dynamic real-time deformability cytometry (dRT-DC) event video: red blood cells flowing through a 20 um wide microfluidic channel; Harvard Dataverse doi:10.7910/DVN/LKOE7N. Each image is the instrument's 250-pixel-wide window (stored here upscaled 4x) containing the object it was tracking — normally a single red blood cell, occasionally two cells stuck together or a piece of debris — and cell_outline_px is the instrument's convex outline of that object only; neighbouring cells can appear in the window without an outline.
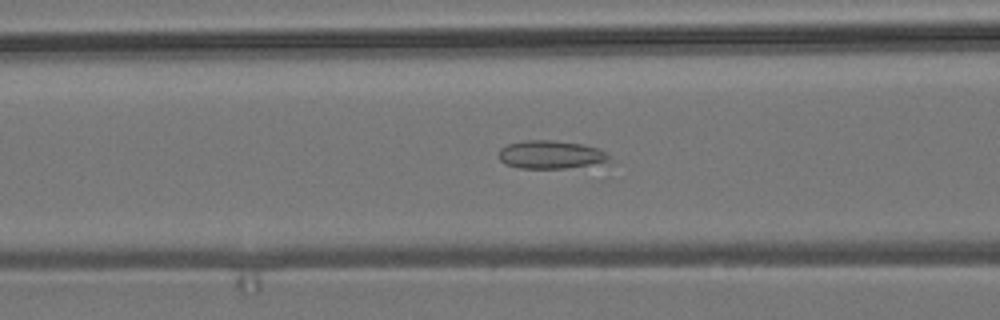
{"species": "common noctule bat (a hibernating species)", "species_latin": "Nyctalus noctula", "temperature_condition": "room temperature", "stored_images_in_passage": 47, "camera_frame_rate_fps": 3000, "um_per_image_px": 0.085, "animal": {"sex": "male", "body_mass_g": 19.2, "forearm_length_mm": 51.8}, "frame": {"image": 1, "passage_image": 22, "time_ms": 7.0, "image_size_px": [1000, 320], "cell_outline_px": [[608, 164], [564, 168], [520, 168], [504, 164], [500, 160], [500, 148], [508, 144], [524, 140], [552, 140], [580, 144], [600, 148], [608, 156]], "centroid_in_image_um": [46.85, 13.15], "position_along_channel_um": 119.8, "area_um2": 18.26}}
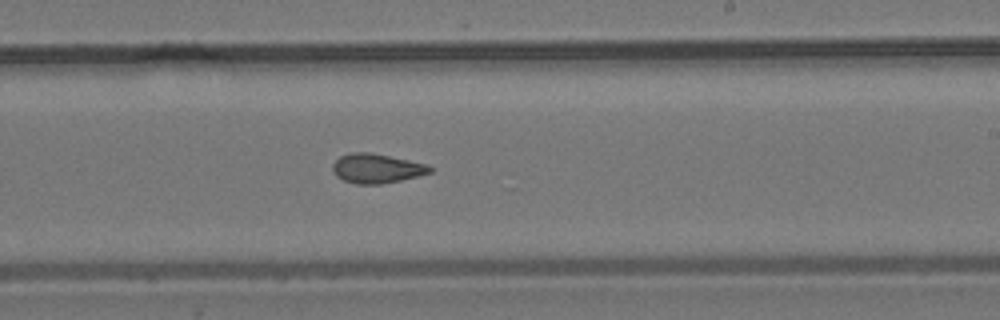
{"frame": {"image": 2, "passage_image": 33, "time_ms": 10.667, "image_size_px": [1000, 320], "cell_outline_px": [[432, 172], [400, 180], [380, 184], [356, 184], [344, 180], [336, 176], [332, 168], [332, 164], [340, 156], [352, 152], [368, 152], [428, 164], [432, 168]], "centroid_in_image_um": [31.99, 14.31], "position_along_channel_um": 257.0, "area_um2": 16.47}}
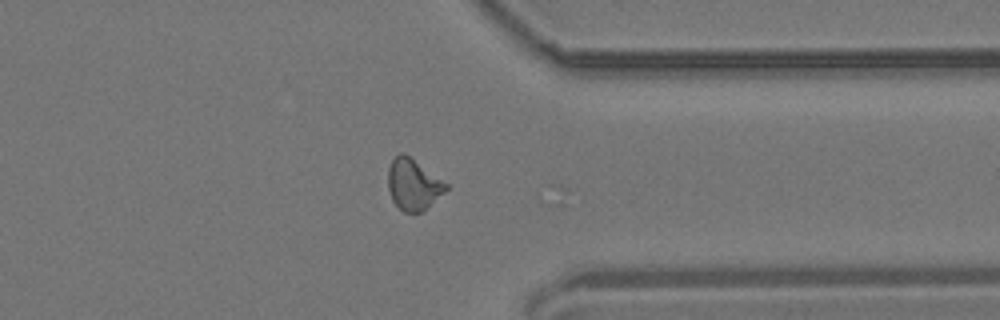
{"frame": {"image": 3, "passage_image": 43, "time_ms": 14.0, "image_size_px": [1000, 320], "cell_outline_px": [[448, 188], [444, 192], [420, 212], [404, 212], [392, 200], [388, 188], [388, 168], [392, 160], [400, 152], [404, 152], [448, 184]], "centroid_in_image_um": [35.1, 15.65], "position_along_channel_um": 376.3, "area_um2": 16.94}, "authors_computed_cell_mechanics": {"area_um2": 18.207, "velocity_mm_per_s": 3.7382, "shape_relaxation_time_tau1_ms": null, "shape_relaxation_time_tau2_ms": 1.3374, "deformation_change_tau1": null, "deformation_change_tau2": 0.0838}}